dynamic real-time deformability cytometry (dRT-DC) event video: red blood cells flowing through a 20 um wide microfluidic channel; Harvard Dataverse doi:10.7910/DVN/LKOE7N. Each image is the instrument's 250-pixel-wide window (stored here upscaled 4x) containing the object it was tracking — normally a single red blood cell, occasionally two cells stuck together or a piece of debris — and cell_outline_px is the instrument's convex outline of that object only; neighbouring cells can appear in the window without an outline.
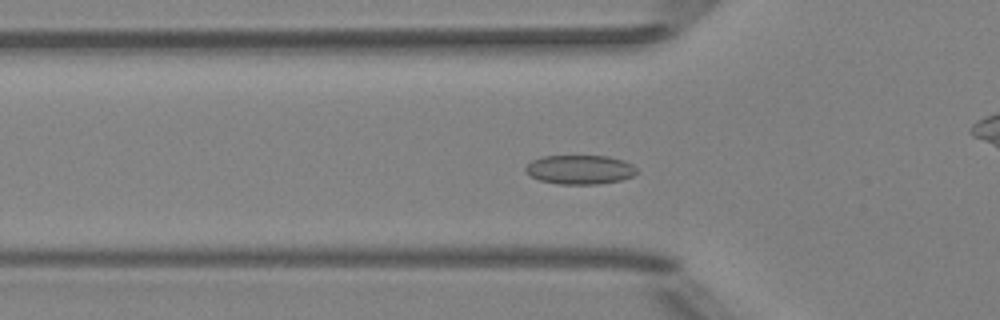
{"species": "Egyptian fruit bat (a non-hibernating species)", "species_latin": "Rousettus aegyptiacus", "temperature_condition": "room temperature", "stored_images_in_passage": 50, "camera_frame_rate_fps": 3000, "um_per_image_px": 0.085, "animal": {"sex": "female"}, "frame": {"image": 1, "passage_image": 14, "time_ms": 4.333, "image_size_px": [1000, 320], "cell_outline_px": [[636, 172], [632, 176], [620, 180], [596, 184], [556, 184], [540, 180], [532, 176], [524, 168], [532, 160], [544, 156], [608, 156], [624, 160], [632, 164], [636, 168]], "centroid_in_image_um": [49.3, 14.41], "position_along_channel_um": 76.5, "area_um2": 18.73}}
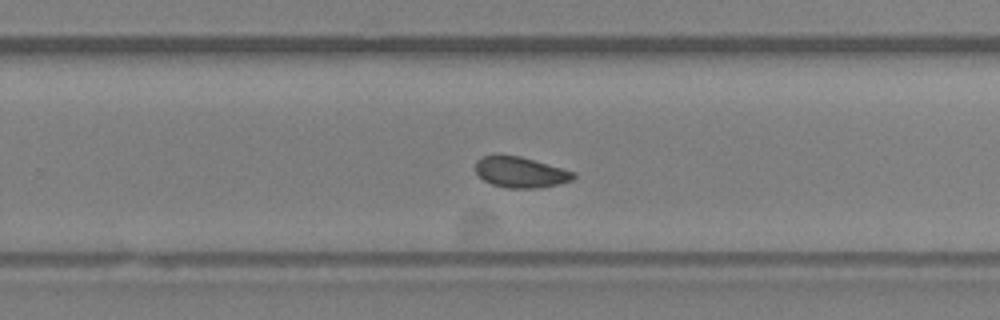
{"frame": {"image": 2, "passage_image": 30, "time_ms": 9.667, "image_size_px": [1000, 320], "cell_outline_px": [[576, 176], [572, 180], [556, 184], [536, 188], [504, 188], [492, 184], [484, 180], [476, 172], [476, 160], [480, 156], [496, 152], [520, 156], [576, 172]], "centroid_in_image_um": [44.18, 14.6], "position_along_channel_um": 285.6, "area_um2": 17.92}}
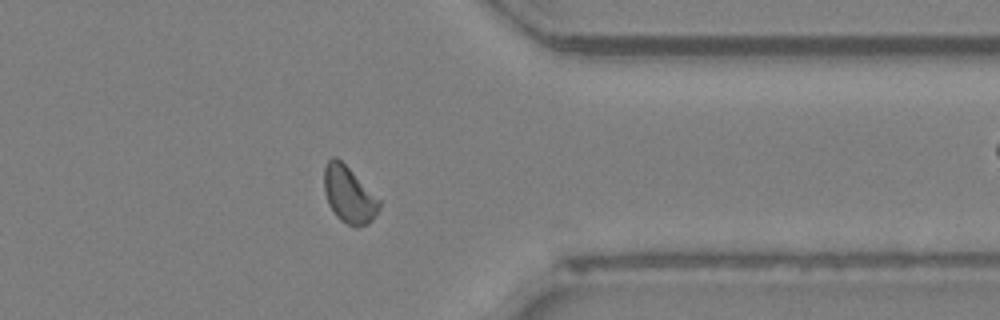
{"frame": {"image": 3, "passage_image": 38, "time_ms": 12.333, "image_size_px": [1000, 320], "cell_outline_px": [[380, 208], [372, 220], [368, 224], [356, 228], [340, 220], [336, 216], [328, 204], [324, 192], [324, 168], [328, 160], [332, 156], [336, 156], [380, 200]], "centroid_in_image_um": [29.64, 16.57], "position_along_channel_um": 381.8, "area_um2": 18.03}, "authors_computed_cell_mechanics": {"area_um2": 17.918, "velocity_mm_per_s": 3.9304, "shape_relaxation_time_tau1_ms": null, "shape_relaxation_time_tau2_ms": 5.8324, "deformation_change_tau1": null, "deformation_change_tau2": 0.0907}}